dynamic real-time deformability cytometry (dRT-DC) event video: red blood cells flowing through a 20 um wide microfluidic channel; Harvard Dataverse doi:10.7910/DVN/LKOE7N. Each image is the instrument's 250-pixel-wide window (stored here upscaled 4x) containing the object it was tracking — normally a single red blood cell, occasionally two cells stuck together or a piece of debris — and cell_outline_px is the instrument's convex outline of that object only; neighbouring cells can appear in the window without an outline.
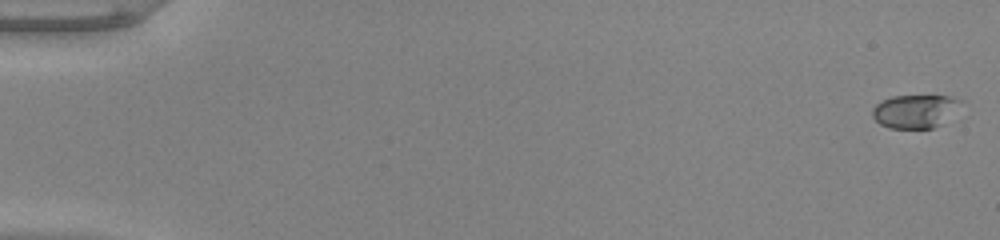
{"species": "common noctule bat (a hibernating species)", "species_latin": "Nyctalus noctula", "temperature_condition": "warm", "stored_images_in_passage": 53, "camera_frame_rate_fps": 3000, "um_per_image_px": 0.085, "animal": {"sex": "male", "body_mass_g": 20.0, "forearm_length_mm": 53.3}, "frame": {"image": 1, "passage_image": 1, "time_ms": 0.0, "image_size_px": [1000, 240], "cell_outline_px": [[960, 100], [940, 124], [932, 128], [888, 128], [880, 124], [872, 116], [872, 108], [876, 104], [892, 96], [948, 96]], "centroid_in_image_um": [77.64, 9.46], "position_along_channel_um": 7.4, "area_um2": 16.42}}
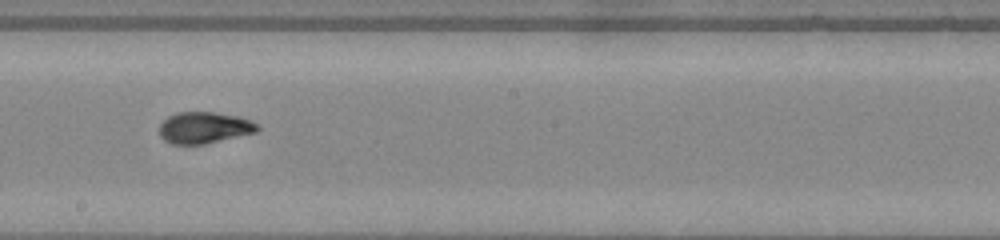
{"frame": {"image": 2, "passage_image": 31, "time_ms": 10.0, "image_size_px": [1000, 240], "cell_outline_px": [[260, 128], [256, 132], [204, 144], [172, 144], [164, 140], [160, 136], [160, 124], [168, 116], [176, 112], [216, 112], [240, 116], [252, 120], [260, 124]], "centroid_in_image_um": [17.39, 10.84], "position_along_channel_um": 230.8, "area_um2": 18.15}}
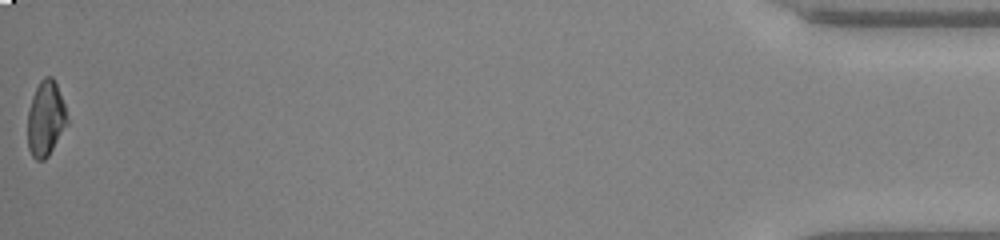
{"frame": {"image": 3, "passage_image": 53, "time_ms": 17.333, "image_size_px": [1000, 240], "cell_outline_px": [[68, 124], [48, 156], [44, 160], [36, 160], [32, 156], [28, 148], [28, 112], [32, 96], [40, 80], [44, 76], [52, 76], [56, 84], [64, 104], [68, 120]], "centroid_in_image_um": [3.88, 10.09], "position_along_channel_um": 431.3, "area_um2": 17.28}, "authors_computed_cell_mechanics": {"area_um2": 17.8602, "velocity_mm_per_s": 3.9914, "shape_relaxation_time_tau1_ms": 4.207, "shape_relaxation_time_tau2_ms": 0.7637, "deformation_change_tau1": 0.1982, "deformation_change_tau2": 0.0543}}